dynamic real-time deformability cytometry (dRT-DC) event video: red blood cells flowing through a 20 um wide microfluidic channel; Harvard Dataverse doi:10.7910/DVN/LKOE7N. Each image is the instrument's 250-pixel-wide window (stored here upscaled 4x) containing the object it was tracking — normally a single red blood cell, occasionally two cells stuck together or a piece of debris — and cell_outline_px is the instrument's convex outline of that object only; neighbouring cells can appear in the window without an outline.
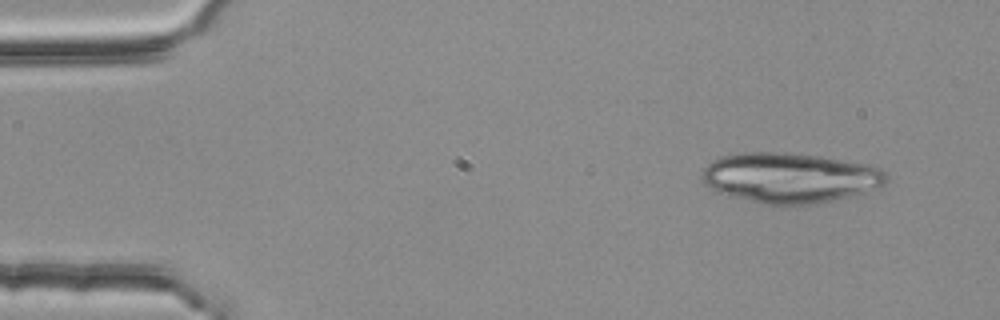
{"species": "common noctule bat (a hibernating species)", "species_latin": "Nyctalus noctula", "temperature_condition": "room temperature", "stored_images_in_passage": 4, "camera_frame_rate_fps": 3000, "um_per_image_px": 0.085, "animal": {"sex": "female", "body_mass_g": 25.1}, "frame": {"image": 1, "passage_image": 1, "time_ms": 0.0, "image_size_px": [1000, 320], "cell_outline_px": [[888, 180], [884, 184], [876, 188], [852, 196], [796, 208], [780, 208], [728, 196], [704, 184], [700, 176], [704, 168], [712, 160], [720, 156], [740, 152], [784, 152], [820, 156], [864, 164], [880, 168], [888, 176]], "centroid_in_image_um": [67.1, 15.15], "position_along_channel_um": 17.9, "area_um2": 54.91}}